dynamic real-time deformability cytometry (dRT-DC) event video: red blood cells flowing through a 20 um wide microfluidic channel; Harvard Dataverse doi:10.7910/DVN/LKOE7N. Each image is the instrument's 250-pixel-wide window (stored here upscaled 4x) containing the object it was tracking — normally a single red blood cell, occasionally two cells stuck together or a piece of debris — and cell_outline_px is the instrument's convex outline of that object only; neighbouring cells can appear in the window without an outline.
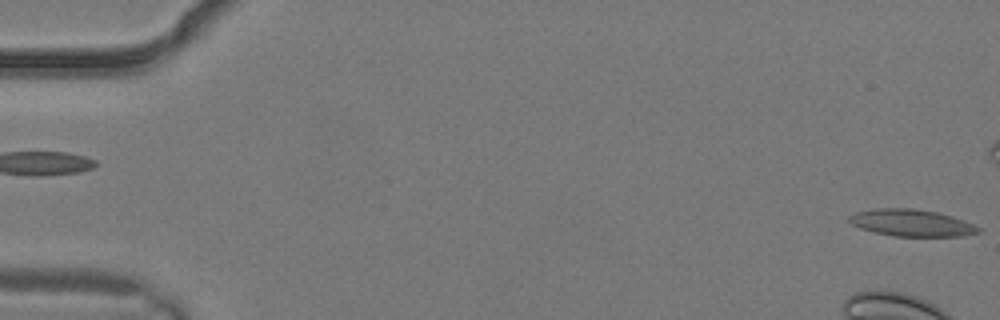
{"species": "common noctule bat (a hibernating species)", "species_latin": "Nyctalus noctula", "temperature_condition": "warm", "stored_images_in_passage": 4, "camera_frame_rate_fps": 3000, "um_per_image_px": 0.085, "animal": {"sex": "male", "body_mass_g": 19.2, "forearm_length_mm": 51.8}, "frame": {"image": 1, "passage_image": 1, "time_ms": 0.0, "image_size_px": [1000, 320], "cell_outline_px": [[980, 232], [964, 236], [896, 236], [876, 232], [860, 228], [852, 224], [848, 220], [848, 216], [856, 212], [872, 208], [912, 208], [940, 212], [964, 220], [980, 228]], "centroid_in_image_um": [77.48, 18.93], "position_along_channel_um": 7.5, "area_um2": 20.29}}